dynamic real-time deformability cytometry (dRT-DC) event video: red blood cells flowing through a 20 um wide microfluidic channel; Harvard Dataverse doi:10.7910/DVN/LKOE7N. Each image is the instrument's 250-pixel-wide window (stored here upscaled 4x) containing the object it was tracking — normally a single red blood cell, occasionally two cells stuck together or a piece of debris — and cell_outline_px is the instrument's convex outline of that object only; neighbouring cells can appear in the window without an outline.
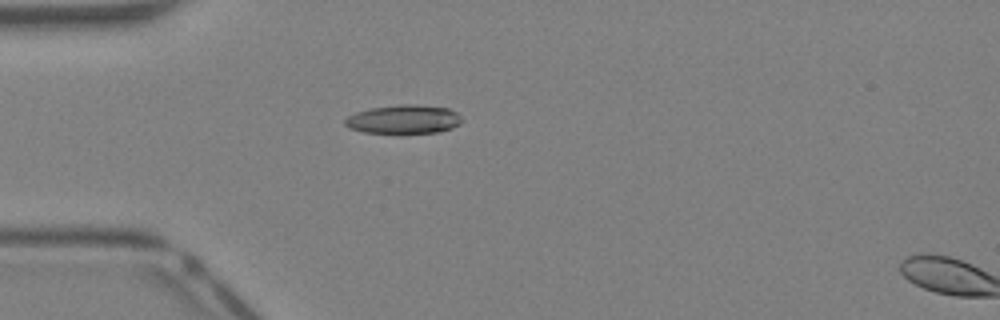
{"species": "Egyptian fruit bat (a non-hibernating species)", "species_latin": "Rousettus aegyptiacus", "temperature_condition": "warm", "stored_images_in_passage": 3, "camera_frame_rate_fps": 3000, "um_per_image_px": 0.085, "animal": {"sex": "female"}, "frame": {"image": 1, "passage_image": 1, "time_ms": 0.0, "image_size_px": [1000, 320], "cell_outline_px": [[464, 120], [460, 124], [452, 128], [440, 132], [400, 136], [364, 132], [352, 128], [344, 124], [344, 120], [348, 116], [356, 112], [372, 108], [400, 104], [416, 104], [448, 108], [456, 112]], "centroid_in_image_um": [34.35, 10.19], "position_along_channel_um": 50.7, "area_um2": 20.46}}